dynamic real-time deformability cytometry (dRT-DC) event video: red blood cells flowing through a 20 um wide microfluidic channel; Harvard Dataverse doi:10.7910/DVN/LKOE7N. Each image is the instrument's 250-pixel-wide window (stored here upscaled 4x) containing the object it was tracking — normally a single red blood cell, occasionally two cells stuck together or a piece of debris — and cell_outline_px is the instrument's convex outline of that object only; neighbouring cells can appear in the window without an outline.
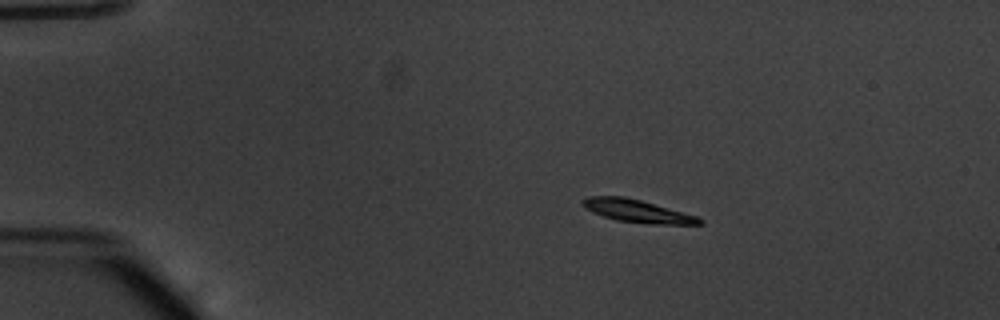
{"species": "common noctule bat (a hibernating species)", "species_latin": "Nyctalus noctula", "temperature_condition": "warm", "stored_images_in_passage": 45, "camera_frame_rate_fps": 3000, "um_per_image_px": 0.085, "animal": {"sex": "male", "body_mass_g": 20.1, "forearm_length_mm": 53.5}, "frame": {"image": 1, "passage_image": 1, "time_ms": 0.0, "image_size_px": [1000, 320], "cell_outline_px": [[704, 224], [652, 224], [616, 220], [592, 212], [584, 208], [580, 204], [580, 200], [588, 196], [624, 196], [640, 200], [696, 216], [704, 220]], "centroid_in_image_um": [54.11, 17.93], "position_along_channel_um": 30.9, "area_um2": 15.37}}
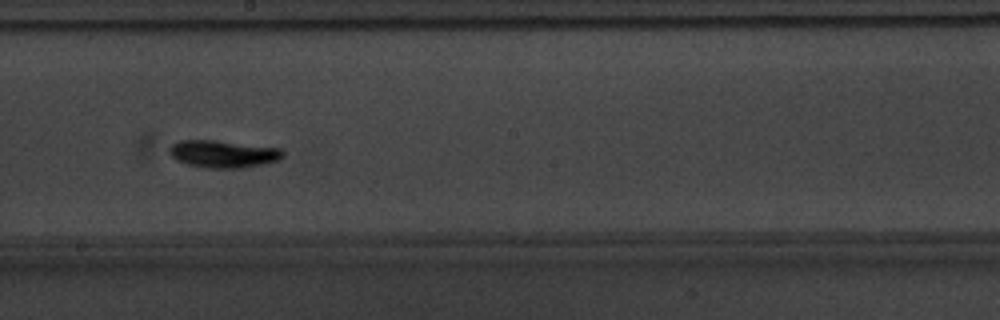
{"frame": {"image": 2, "passage_image": 22, "time_ms": 7.0, "image_size_px": [1000, 320], "cell_outline_px": [[284, 156], [280, 160], [264, 164], [244, 168], [208, 168], [188, 164], [176, 160], [168, 152], [168, 148], [172, 144], [180, 140], [216, 140], [280, 148], [284, 152]], "centroid_in_image_um": [18.98, 13.08], "position_along_channel_um": 229.2, "area_um2": 18.26}}
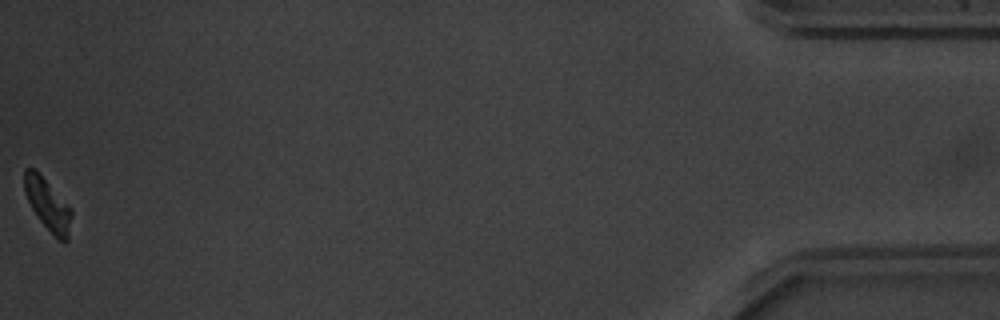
{"frame": {"image": 3, "passage_image": 45, "time_ms": 14.667, "image_size_px": [1000, 320], "cell_outline_px": [[72, 216], [68, 240], [60, 240], [40, 220], [32, 208], [24, 192], [24, 168], [36, 168], [72, 208]], "centroid_in_image_um": [4.06, 17.31], "position_along_channel_um": 431.1, "area_um2": 14.16}, "authors_computed_cell_mechanics": {"area_um2": 15.8372, "velocity_mm_per_s": 3.7739, "shape_relaxation_time_tau1_ms": 1.2582, "shape_relaxation_time_tau2_ms": null, "deformation_change_tau1": 0.1814, "deformation_change_tau2": null}}